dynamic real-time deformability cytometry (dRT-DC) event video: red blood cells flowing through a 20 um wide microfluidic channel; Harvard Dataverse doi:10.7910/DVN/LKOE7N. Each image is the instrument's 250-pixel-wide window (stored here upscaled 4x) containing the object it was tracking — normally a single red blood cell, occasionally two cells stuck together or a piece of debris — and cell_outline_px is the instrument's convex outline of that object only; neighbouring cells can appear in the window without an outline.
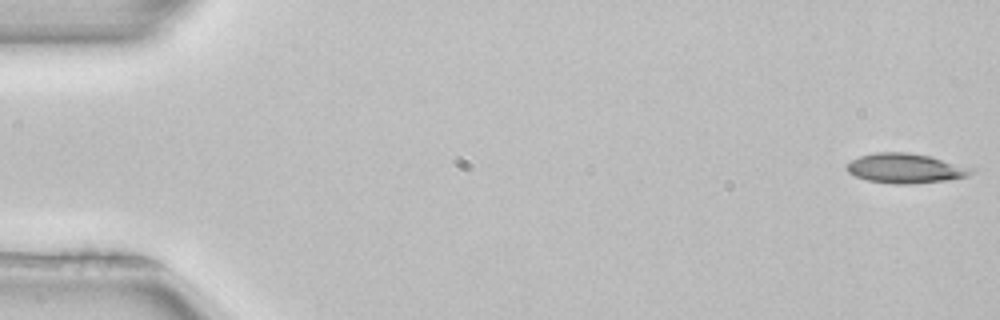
{"species": "common noctule bat (a hibernating species)", "species_latin": "Nyctalus noctula", "temperature_condition": "room temperature", "stored_images_in_passage": 52, "camera_frame_rate_fps": 3000, "um_per_image_px": 0.085, "animal": {"sex": "female", "body_mass_g": 22.7, "forearm_length_mm": 54.2}, "frame": {"image": 1, "passage_image": 1, "time_ms": 0.0, "image_size_px": [1000, 320], "cell_outline_px": [[972, 172], [968, 176], [944, 180], [912, 184], [892, 184], [868, 180], [856, 176], [848, 172], [848, 164], [852, 160], [860, 156], [876, 152], [908, 152], [928, 156], [972, 168]], "centroid_in_image_um": [76.93, 14.31], "position_along_channel_um": 8.1, "area_um2": 21.1}}
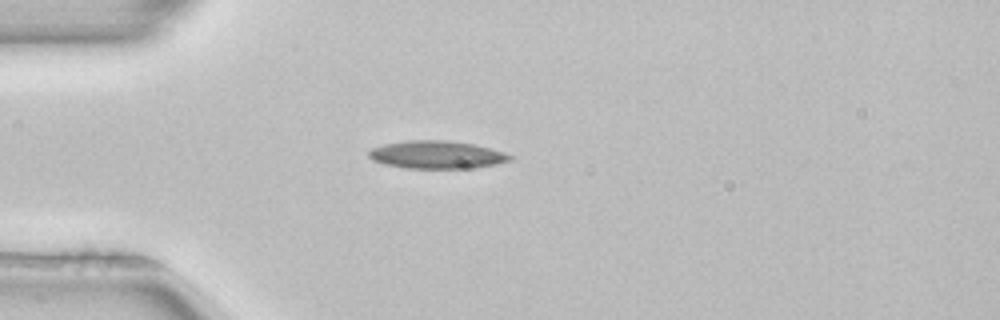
{"frame": {"image": 2, "passage_image": 14, "time_ms": 4.333, "image_size_px": [1000, 320], "cell_outline_px": [[516, 156], [512, 160], [496, 164], [472, 168], [408, 168], [384, 164], [372, 160], [368, 156], [368, 152], [372, 148], [384, 144], [408, 140], [444, 140], [472, 144], [504, 152]], "centroid_in_image_um": [37.13, 13.15], "position_along_channel_um": 47.9, "area_um2": 22.83}}
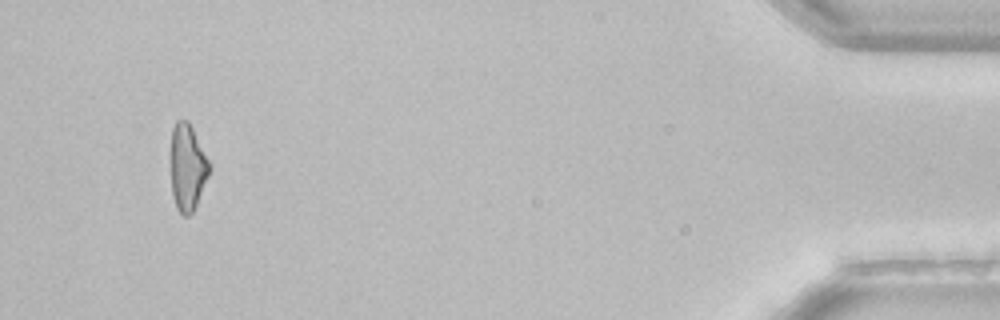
{"frame": {"image": 3, "passage_image": 49, "time_ms": 16.0, "image_size_px": [1000, 320], "cell_outline_px": [[212, 168], [196, 204], [192, 212], [188, 216], [184, 216], [176, 208], [172, 196], [172, 128], [176, 120], [188, 120]], "centroid_in_image_um": [15.94, 14.24], "position_along_channel_um": 419.3, "area_um2": 19.07}, "authors_computed_cell_mechanics": {"area_um2": 21.1548, "velocity_mm_per_s": 3.9714, "shape_relaxation_time_tau1_ms": null, "shape_relaxation_time_tau2_ms": 6.2704, "deformation_change_tau1": null, "deformation_change_tau2": 0.1614}}